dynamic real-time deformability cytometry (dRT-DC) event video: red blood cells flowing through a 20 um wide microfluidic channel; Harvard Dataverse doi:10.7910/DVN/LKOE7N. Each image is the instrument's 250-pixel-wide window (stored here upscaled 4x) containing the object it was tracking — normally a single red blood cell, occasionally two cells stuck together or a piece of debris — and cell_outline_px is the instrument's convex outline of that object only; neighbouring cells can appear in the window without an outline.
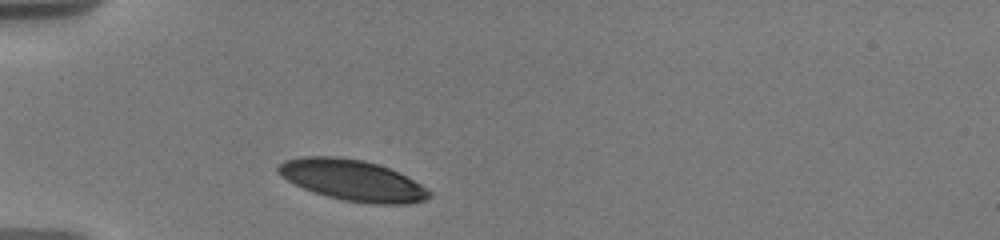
{"species": "human", "species_latin": "Homo sapiens", "temperature_condition": "warm", "stored_images_in_passage": 20, "camera_frame_rate_fps": 3000, "um_per_image_px": 0.085, "donor": {"sex": "male"}, "frame": {"image": 1, "passage_image": 1, "time_ms": 0.0, "image_size_px": [1000, 240], "cell_outline_px": [[432, 196], [424, 200], [408, 204], [372, 204], [344, 200], [328, 196], [304, 188], [280, 176], [276, 172], [276, 168], [284, 160], [304, 156], [336, 156], [364, 160], [400, 172], [420, 184], [432, 192]], "centroid_in_image_um": [29.97, 15.31], "position_along_channel_um": 55.0, "area_um2": 35.95}}
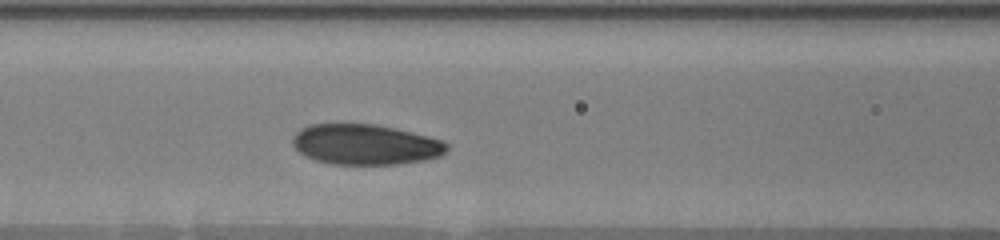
{"frame": {"image": 2, "passage_image": 10, "time_ms": 2.667, "image_size_px": [1000, 240], "cell_outline_px": [[448, 148], [440, 156], [424, 160], [396, 164], [332, 164], [316, 160], [300, 152], [292, 144], [292, 136], [300, 128], [312, 124], [376, 124], [440, 140], [448, 144]], "centroid_in_image_um": [31.01, 12.28], "position_along_channel_um": 135.6, "area_um2": 35.84}}
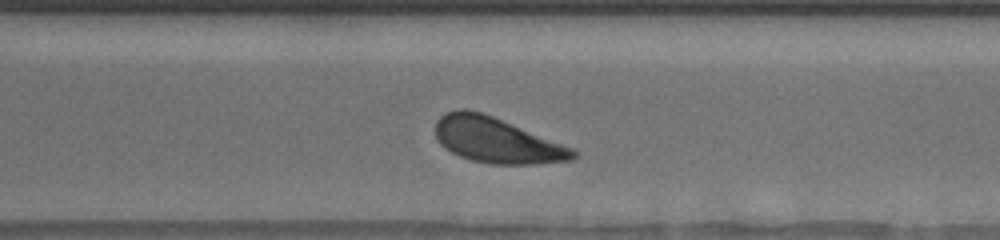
{"frame": {"image": 3, "passage_image": 20, "time_ms": 8.0, "image_size_px": [1000, 240], "cell_outline_px": [[580, 156], [572, 160], [532, 164], [488, 164], [472, 160], [460, 156], [444, 148], [440, 144], [436, 136], [436, 120], [444, 112], [460, 108], [468, 108], [492, 116], [572, 148], [580, 152]], "centroid_in_image_um": [42.19, 11.92], "position_along_channel_um": 328.4, "area_um2": 36.3}}